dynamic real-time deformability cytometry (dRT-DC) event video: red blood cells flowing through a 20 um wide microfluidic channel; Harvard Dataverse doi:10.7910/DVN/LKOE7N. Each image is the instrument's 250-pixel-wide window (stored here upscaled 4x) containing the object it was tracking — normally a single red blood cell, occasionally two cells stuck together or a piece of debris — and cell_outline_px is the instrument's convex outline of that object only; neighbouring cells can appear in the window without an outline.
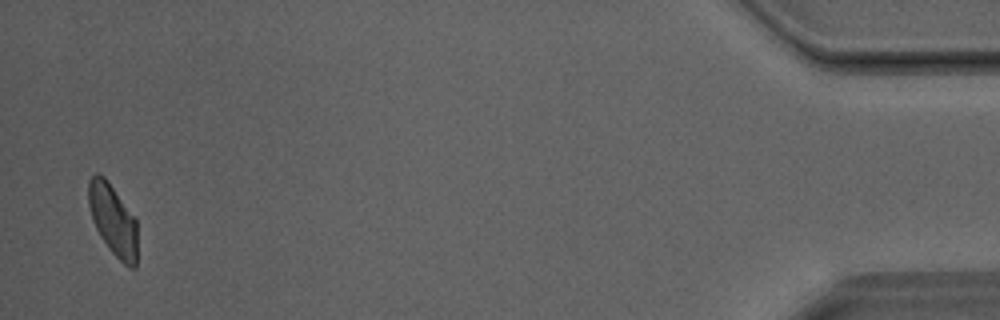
{"species": "Egyptian fruit bat (a non-hibernating species)", "species_latin": "Rousettus aegyptiacus", "temperature_condition": "room temperature", "stored_images_in_passage": 30, "camera_frame_rate_fps": 3000, "um_per_image_px": 0.085, "animal": {"sex": "male"}, "frame": {"image": 1, "passage_image": 29, "time_ms": 9.333, "image_size_px": [1000, 320], "cell_outline_px": [[136, 268], [128, 268], [108, 248], [100, 236], [92, 220], [88, 204], [88, 180], [96, 172], [104, 176], [108, 180], [136, 220]], "centroid_in_image_um": [9.58, 18.68], "position_along_channel_um": 425.6, "area_um2": 20.23}}